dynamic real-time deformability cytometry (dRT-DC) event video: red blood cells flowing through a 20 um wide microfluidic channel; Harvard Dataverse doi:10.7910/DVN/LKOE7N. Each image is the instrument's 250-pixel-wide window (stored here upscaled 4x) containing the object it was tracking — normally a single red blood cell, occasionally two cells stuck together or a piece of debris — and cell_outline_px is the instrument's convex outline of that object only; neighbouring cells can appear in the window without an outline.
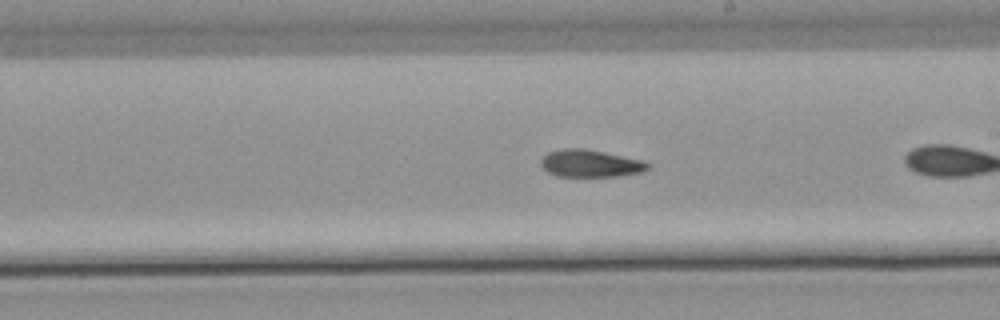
{"species": "common noctule bat (a hibernating species)", "species_latin": "Nyctalus noctula", "temperature_condition": "warm", "stored_images_in_passage": 25, "camera_frame_rate_fps": 3000, "um_per_image_px": 0.085, "animal": {"sex": "male", "body_mass_g": 21.5, "forearm_length_mm": 52.0}, "frame": {"image": 1, "passage_image": 15, "time_ms": 4.667, "image_size_px": [1000, 320], "cell_outline_px": [[652, 168], [644, 172], [620, 176], [556, 176], [548, 172], [540, 164], [540, 160], [548, 152], [564, 148], [584, 148], [644, 160], [652, 164]], "centroid_in_image_um": [50.25, 13.89], "position_along_channel_um": 238.7, "area_um2": 17.28}}
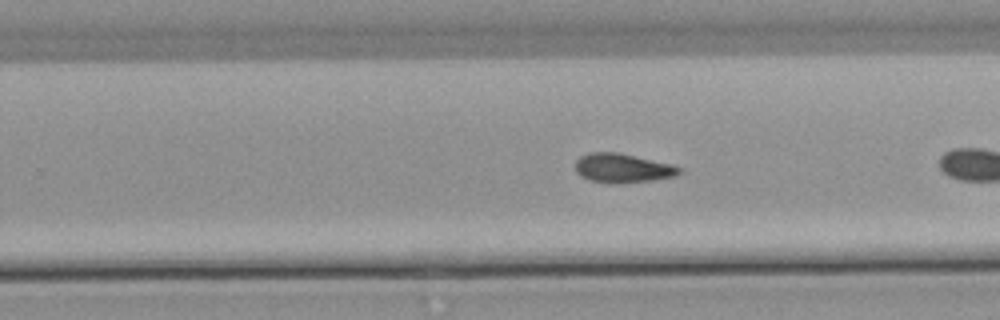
{"frame": {"image": 2, "passage_image": 18, "time_ms": 5.667, "image_size_px": [1000, 320], "cell_outline_px": [[680, 172], [676, 176], [652, 180], [588, 180], [580, 176], [576, 172], [576, 160], [580, 156], [588, 152], [620, 152], [672, 164], [680, 168]], "centroid_in_image_um": [52.91, 14.22], "position_along_channel_um": 276.9, "area_um2": 16.88}}